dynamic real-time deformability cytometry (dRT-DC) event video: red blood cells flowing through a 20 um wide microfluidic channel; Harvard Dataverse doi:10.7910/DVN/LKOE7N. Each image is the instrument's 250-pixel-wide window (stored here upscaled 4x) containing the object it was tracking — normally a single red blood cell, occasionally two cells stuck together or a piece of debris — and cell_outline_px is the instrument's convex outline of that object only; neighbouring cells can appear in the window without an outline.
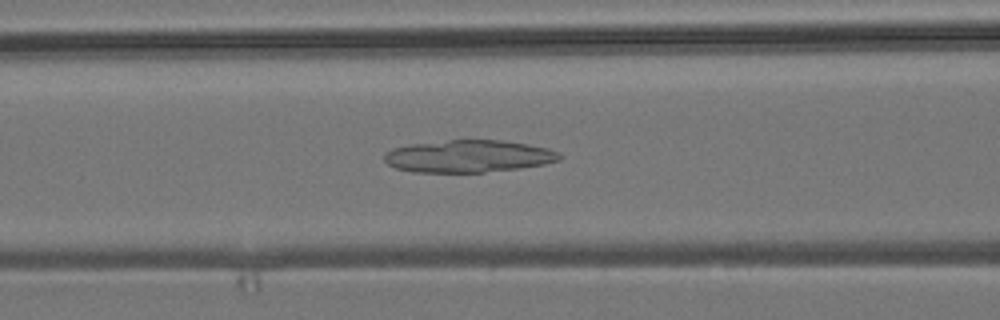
{"species": "common noctule bat (a hibernating species)", "species_latin": "Nyctalus noctula", "temperature_condition": "room temperature", "stored_images_in_passage": 52, "camera_frame_rate_fps": 3000, "um_per_image_px": 0.085, "animal": {"sex": "male", "body_mass_g": 19.2, "forearm_length_mm": 51.8}, "frame": {"image": 1, "passage_image": 21, "time_ms": 6.667, "image_size_px": [1000, 320], "cell_outline_px": [[564, 156], [560, 160], [544, 164], [516, 168], [484, 172], [412, 172], [396, 168], [388, 164], [384, 160], [384, 156], [392, 148], [412, 144], [448, 140], [500, 140], [528, 144], [548, 148], [560, 152]], "centroid_in_image_um": [39.85, 13.28], "position_along_channel_um": 126.8, "area_um2": 32.89}}
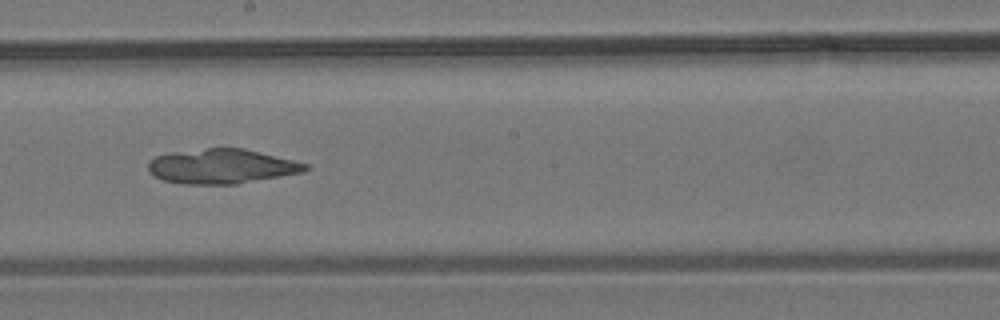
{"frame": {"image": 2, "passage_image": 29, "time_ms": 9.333, "image_size_px": [1000, 320], "cell_outline_px": [[308, 168], [304, 172], [236, 184], [184, 184], [164, 180], [148, 172], [148, 160], [156, 156], [172, 152], [208, 148], [244, 148], [308, 164]], "centroid_in_image_um": [18.82, 14.14], "position_along_channel_um": 229.4, "area_um2": 31.56}}
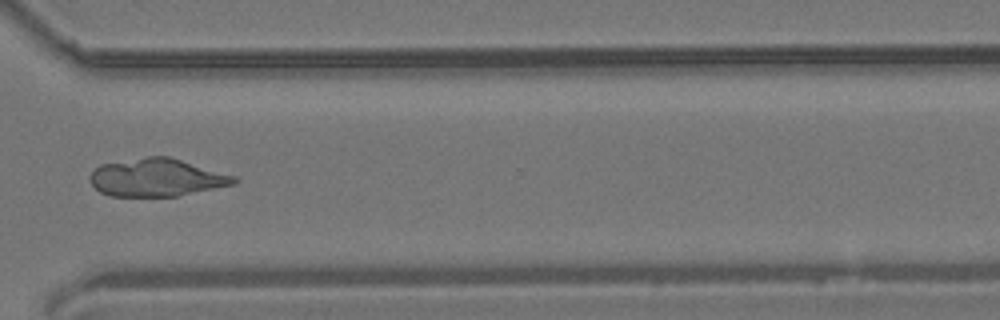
{"frame": {"image": 3, "passage_image": 39, "time_ms": 12.667, "image_size_px": [1000, 320], "cell_outline_px": [[240, 180], [236, 184], [176, 196], [108, 196], [100, 192], [92, 184], [92, 172], [100, 164], [148, 156], [168, 156], [236, 176]], "centroid_in_image_um": [13.36, 15.09], "position_along_channel_um": 357.2, "area_um2": 31.56}}